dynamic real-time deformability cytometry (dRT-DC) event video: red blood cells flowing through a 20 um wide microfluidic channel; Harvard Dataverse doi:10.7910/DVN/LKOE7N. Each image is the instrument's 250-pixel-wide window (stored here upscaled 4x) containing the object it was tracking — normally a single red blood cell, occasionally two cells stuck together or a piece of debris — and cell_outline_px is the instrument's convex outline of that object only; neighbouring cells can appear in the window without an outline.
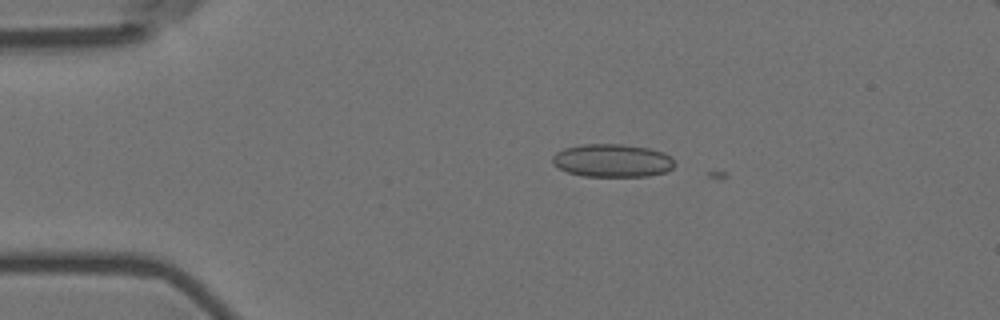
{"species": "Egyptian fruit bat (a non-hibernating species)", "species_latin": "Rousettus aegyptiacus", "temperature_condition": "room temperature", "stored_images_in_passage": 2, "camera_frame_rate_fps": 3000, "um_per_image_px": 0.085, "animal": {"sex": "female"}, "frame": {"image": 1, "passage_image": 1, "time_ms": 0.0, "image_size_px": [1000, 320], "cell_outline_px": [[676, 164], [672, 168], [664, 172], [648, 176], [584, 176], [568, 172], [552, 164], [552, 156], [556, 152], [564, 148], [584, 144], [620, 144], [648, 148], [664, 152], [672, 156]], "centroid_in_image_um": [52.06, 13.64], "position_along_channel_um": 32.9, "area_um2": 23.58}}